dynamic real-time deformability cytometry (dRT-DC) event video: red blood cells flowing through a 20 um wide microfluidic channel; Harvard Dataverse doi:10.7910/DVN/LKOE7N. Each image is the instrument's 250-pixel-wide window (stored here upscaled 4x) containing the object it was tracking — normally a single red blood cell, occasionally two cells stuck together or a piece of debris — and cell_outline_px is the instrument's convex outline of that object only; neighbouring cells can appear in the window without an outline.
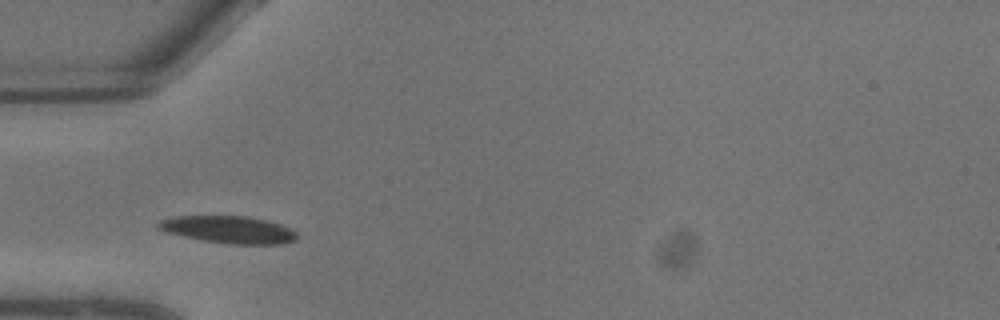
{"species": "common noctule bat (a hibernating species)", "species_latin": "Nyctalus noctula", "temperature_condition": "warm", "stored_images_in_passage": 4, "camera_frame_rate_fps": 3000, "um_per_image_px": 0.085, "animal": {"sex": "male", "body_mass_g": 13.3}, "frame": {"image": 1, "passage_image": 3, "time_ms": 0.667, "image_size_px": [1000, 320], "cell_outline_px": [[296, 240], [284, 244], [228, 244], [200, 240], [164, 232], [156, 228], [156, 224], [160, 220], [176, 216], [248, 216], [280, 224], [296, 232]], "centroid_in_image_um": [19.38, 19.52], "position_along_channel_um": 65.6, "area_um2": 22.14}}